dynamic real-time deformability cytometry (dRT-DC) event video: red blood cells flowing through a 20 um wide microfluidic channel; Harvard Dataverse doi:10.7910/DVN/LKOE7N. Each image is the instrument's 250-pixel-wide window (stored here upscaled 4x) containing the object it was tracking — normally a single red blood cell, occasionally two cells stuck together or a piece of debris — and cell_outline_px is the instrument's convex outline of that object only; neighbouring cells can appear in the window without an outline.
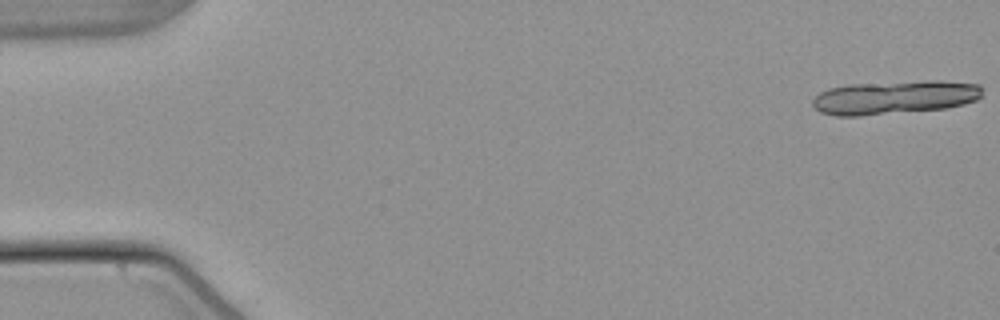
{"species": "common noctule bat (a hibernating species)", "species_latin": "Nyctalus noctula", "temperature_condition": "warm", "stored_images_in_passage": 28, "segment_of_instrument_passage": [1, 2], "camera_frame_rate_fps": 3000, "um_per_image_px": 0.085, "animal": {"sex": "male", "body_mass_g": 21.5, "forearm_length_mm": 52.0}, "frame": {"image": 1, "passage_image": 1, "time_ms": 0.0, "image_size_px": [1000, 320], "cell_outline_px": [[980, 96], [976, 100], [964, 104], [948, 108], [860, 116], [836, 116], [820, 112], [812, 104], [812, 100], [820, 92], [828, 88], [848, 84], [928, 80], [940, 80], [980, 84]], "centroid_in_image_um": [76.02, 8.27], "position_along_channel_um": 9.0, "area_um2": 33.47}}